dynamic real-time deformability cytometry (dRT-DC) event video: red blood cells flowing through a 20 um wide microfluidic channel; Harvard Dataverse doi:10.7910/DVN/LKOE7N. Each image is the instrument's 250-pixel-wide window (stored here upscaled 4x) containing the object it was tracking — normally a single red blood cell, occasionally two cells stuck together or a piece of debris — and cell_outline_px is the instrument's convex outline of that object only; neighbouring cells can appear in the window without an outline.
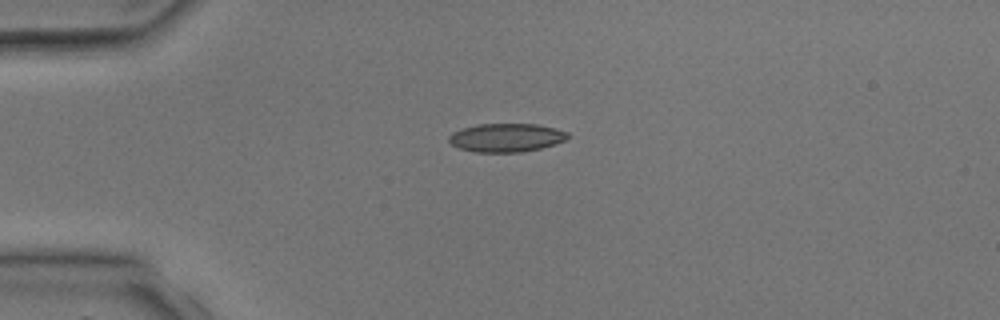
{"species": "common noctule bat (a hibernating species)", "species_latin": "Nyctalus noctula", "temperature_condition": "room temperature", "stored_images_in_passage": 4, "camera_frame_rate_fps": 3000, "um_per_image_px": 0.085, "animal": {"sex": "male", "body_mass_g": 17.9, "forearm_length_mm": 54.2}, "frame": {"image": 1, "passage_image": 4, "time_ms": 4.667, "image_size_px": [1000, 320], "cell_outline_px": [[572, 136], [556, 144], [540, 148], [520, 152], [476, 152], [460, 148], [452, 144], [448, 140], [448, 136], [452, 132], [464, 128], [480, 124], [536, 124], [556, 128], [568, 132]], "centroid_in_image_um": [43.07, 11.69], "position_along_channel_um": 41.9, "area_um2": 19.71}}